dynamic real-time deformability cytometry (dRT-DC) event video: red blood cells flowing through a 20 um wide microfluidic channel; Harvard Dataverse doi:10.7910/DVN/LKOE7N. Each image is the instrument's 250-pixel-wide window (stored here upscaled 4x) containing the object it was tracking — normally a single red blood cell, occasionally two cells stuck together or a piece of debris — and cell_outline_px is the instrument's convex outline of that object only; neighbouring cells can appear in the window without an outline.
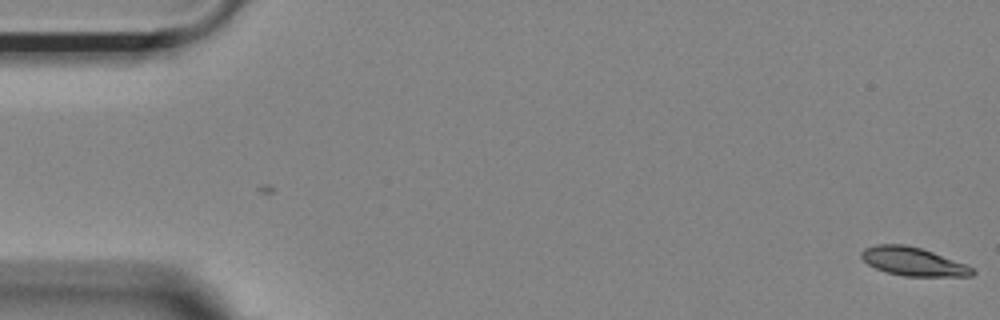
{"species": "Egyptian fruit bat (a non-hibernating species)", "species_latin": "Rousettus aegyptiacus", "temperature_condition": "room temperature", "stored_images_in_passage": 2, "camera_frame_rate_fps": 3000, "um_per_image_px": 0.085, "animal": {"sex": "female"}, "frame": {"image": 1, "passage_image": 2, "time_ms": 0.333, "image_size_px": [1000, 320], "cell_outline_px": [[976, 272], [972, 276], [904, 276], [888, 272], [876, 268], [868, 264], [860, 256], [860, 252], [864, 248], [876, 244], [904, 244], [920, 248], [932, 252], [964, 264], [972, 268]], "centroid_in_image_um": [77.57, 22.22], "position_along_channel_um": 7.4, "area_um2": 18.15}}